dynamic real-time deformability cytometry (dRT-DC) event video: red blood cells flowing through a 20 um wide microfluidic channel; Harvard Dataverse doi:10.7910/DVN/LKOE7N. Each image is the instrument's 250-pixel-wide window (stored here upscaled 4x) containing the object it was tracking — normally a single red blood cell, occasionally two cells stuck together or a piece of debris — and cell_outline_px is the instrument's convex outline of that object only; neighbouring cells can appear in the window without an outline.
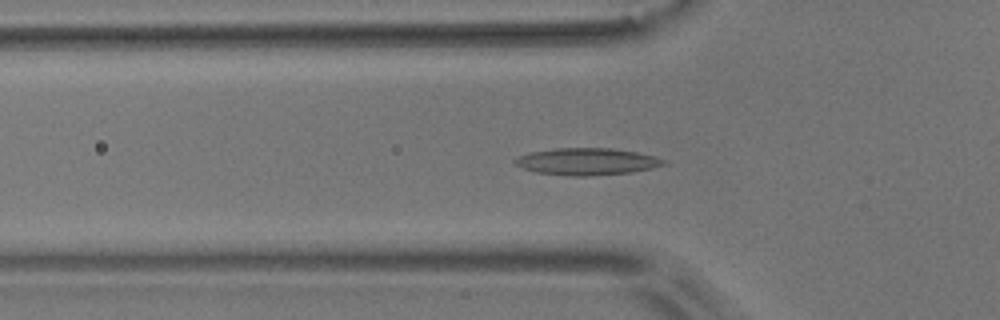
{"species": "common noctule bat (a hibernating species)", "species_latin": "Nyctalus noctula", "temperature_condition": "room temperature", "stored_images_in_passage": 55, "camera_frame_rate_fps": 3000, "um_per_image_px": 0.085, "animal": {"sex": "male", "body_mass_g": 17.9}, "frame": {"image": 1, "passage_image": 18, "time_ms": 5.667, "image_size_px": [1000, 320], "cell_outline_px": [[668, 164], [652, 168], [632, 172], [592, 176], [572, 176], [536, 172], [512, 164], [512, 160], [520, 156], [532, 152], [556, 148], [608, 148], [636, 152], [652, 156], [664, 160]], "centroid_in_image_um": [49.87, 13.74], "position_along_channel_um": 75.9, "area_um2": 23.24}}
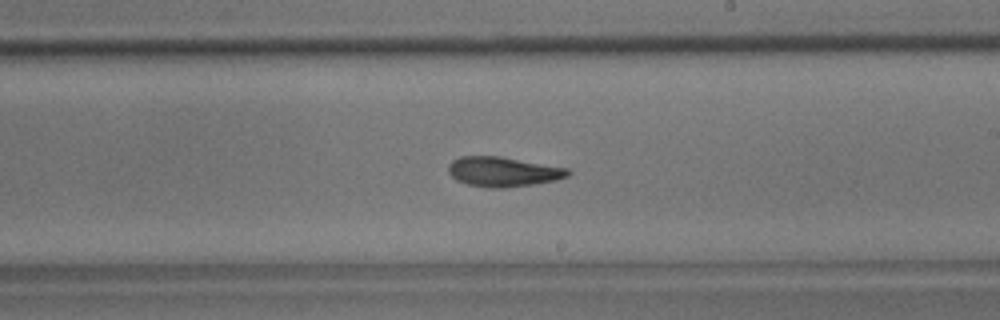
{"frame": {"image": 2, "passage_image": 32, "time_ms": 10.333, "image_size_px": [1000, 320], "cell_outline_px": [[572, 172], [568, 176], [556, 180], [532, 184], [504, 188], [488, 188], [468, 184], [456, 180], [448, 172], [448, 164], [452, 160], [460, 156], [500, 156], [568, 168]], "centroid_in_image_um": [42.75, 14.59], "position_along_channel_um": 246.3, "area_um2": 20.81}}
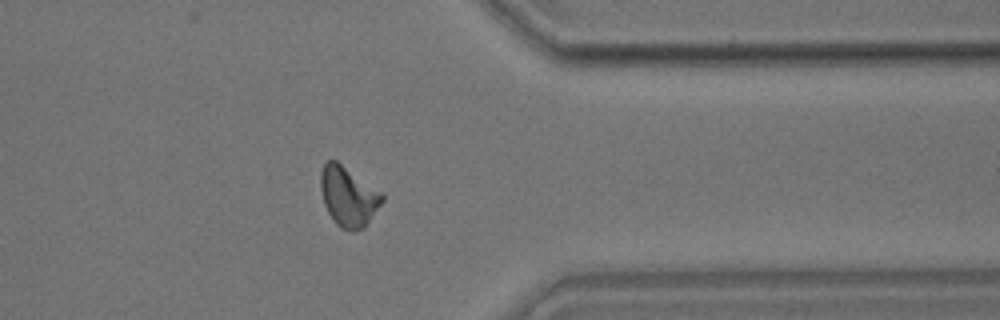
{"frame": {"image": 3, "passage_image": 44, "time_ms": 14.333, "image_size_px": [1000, 320], "cell_outline_px": [[384, 200], [364, 228], [356, 232], [352, 232], [340, 228], [332, 220], [324, 204], [320, 188], [320, 172], [324, 164], [328, 160], [336, 160], [380, 192], [384, 196]], "centroid_in_image_um": [29.58, 16.73], "position_along_channel_um": 381.8, "area_um2": 21.39}, "authors_computed_cell_mechanics": {"area_um2": 20.808, "velocity_mm_per_s": 3.6402, "shape_relaxation_time_tau1_ms": null, "shape_relaxation_time_tau2_ms": 4.3371, "deformation_change_tau1": null, "deformation_change_tau2": 0.1264}}